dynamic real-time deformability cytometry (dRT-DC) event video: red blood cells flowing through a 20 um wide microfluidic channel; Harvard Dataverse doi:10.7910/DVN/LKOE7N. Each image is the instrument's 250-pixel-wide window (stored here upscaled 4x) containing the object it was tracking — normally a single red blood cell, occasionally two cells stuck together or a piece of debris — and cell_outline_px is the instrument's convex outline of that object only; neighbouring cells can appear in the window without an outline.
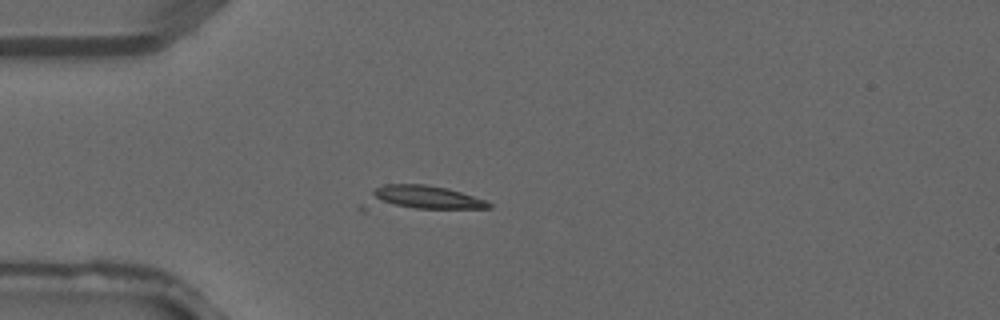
{"species": "common noctule bat (a hibernating species)", "species_latin": "Nyctalus noctula", "temperature_condition": "warm", "stored_images_in_passage": 3, "camera_frame_rate_fps": 3000, "um_per_image_px": 0.085, "animal": {"sex": "male", "forearm_length_mm": 52.5}, "frame": {"image": 1, "passage_image": 3, "time_ms": 0.667, "image_size_px": [1000, 320], "cell_outline_px": [[492, 208], [364, 212], [360, 208], [360, 204], [376, 188], [384, 184], [424, 184], [448, 188], [484, 200], [492, 204]], "centroid_in_image_um": [35.62, 16.91], "position_along_channel_um": 49.4, "area_um2": 19.31}}